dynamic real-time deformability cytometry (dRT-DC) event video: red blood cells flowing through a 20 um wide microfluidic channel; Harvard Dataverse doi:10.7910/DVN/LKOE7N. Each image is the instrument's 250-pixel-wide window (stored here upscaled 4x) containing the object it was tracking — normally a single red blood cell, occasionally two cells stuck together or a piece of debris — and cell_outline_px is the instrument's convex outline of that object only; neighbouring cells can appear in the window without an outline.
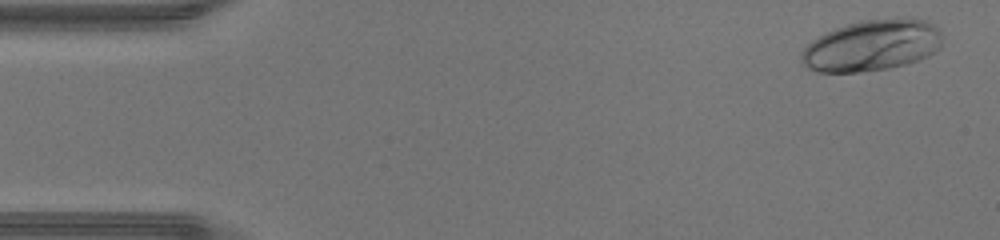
{"species": "human", "species_latin": "Homo sapiens", "temperature_condition": "warm", "stored_images_in_passage": 47, "camera_frame_rate_fps": 3000, "um_per_image_px": 0.085, "donor": {"sex": "male"}, "frame": {"image": 1, "passage_image": 2, "time_ms": 0.333, "image_size_px": [1000, 240], "cell_outline_px": [[944, 36], [940, 48], [936, 52], [928, 56], [908, 64], [888, 68], [856, 72], [816, 72], [808, 68], [800, 60], [800, 52], [812, 40], [836, 28], [860, 20], [896, 16], [908, 16], [928, 20], [940, 28]], "centroid_in_image_um": [74.2, 3.83], "position_along_channel_um": 10.8, "area_um2": 43.0}}
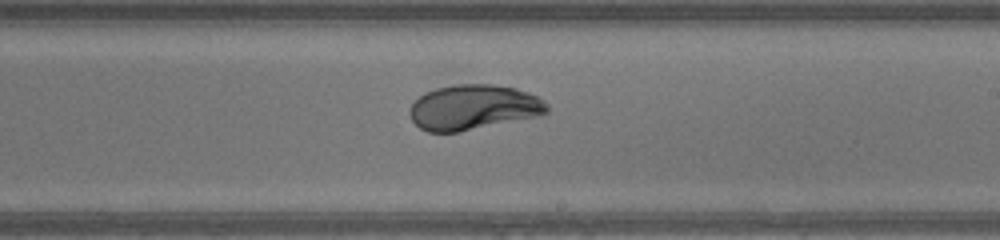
{"frame": {"image": 2, "passage_image": 27, "time_ms": 8.667, "image_size_px": [1000, 240], "cell_outline_px": [[548, 112], [540, 116], [460, 132], [428, 132], [420, 128], [412, 120], [408, 112], [412, 104], [424, 92], [436, 88], [456, 84], [492, 84], [516, 88], [528, 92], [544, 100], [548, 104]], "centroid_in_image_um": [40.26, 9.12], "position_along_channel_um": 248.7, "area_um2": 36.36}}
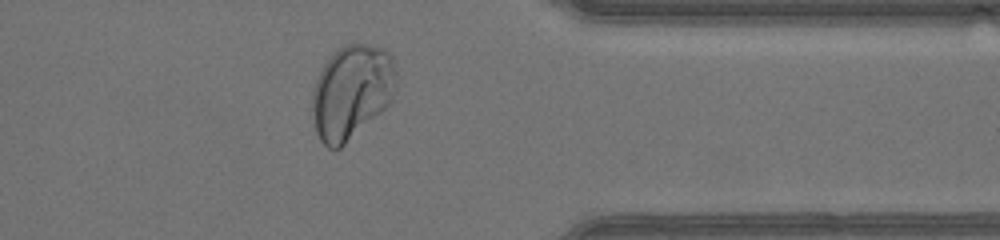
{"frame": {"image": 3, "passage_image": 37, "time_ms": 12.0, "image_size_px": [1000, 240], "cell_outline_px": [[396, 84], [392, 96], [388, 104], [380, 112], [340, 148], [328, 148], [320, 140], [316, 132], [312, 116], [312, 92], [316, 80], [324, 64], [344, 44], [368, 44], [384, 48], [392, 56], [396, 72]], "centroid_in_image_um": [29.88, 7.8], "position_along_channel_um": 381.5, "area_um2": 45.72}, "authors_computed_cell_mechanics": {"area_um2": 36.9342, "velocity_mm_per_s": 4.3761, "shape_relaxation_time_tau1_ms": 3.9074, "shape_relaxation_time_tau2_ms": null, "deformation_change_tau1": 0.2141, "deformation_change_tau2": null}}